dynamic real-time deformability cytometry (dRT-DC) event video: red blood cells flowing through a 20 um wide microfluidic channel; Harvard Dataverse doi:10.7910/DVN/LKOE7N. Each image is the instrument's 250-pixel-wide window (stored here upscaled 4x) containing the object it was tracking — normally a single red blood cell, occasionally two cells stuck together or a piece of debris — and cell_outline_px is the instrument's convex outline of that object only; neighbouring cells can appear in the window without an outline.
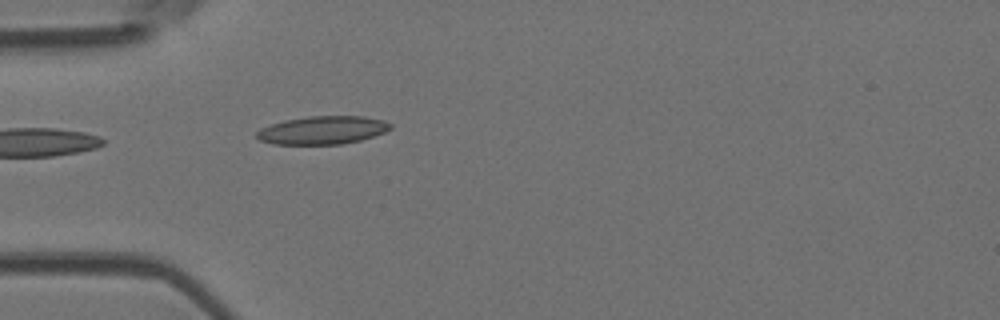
{"species": "Egyptian fruit bat (a non-hibernating species)", "species_latin": "Rousettus aegyptiacus", "temperature_condition": "room temperature", "stored_images_in_passage": 5, "camera_frame_rate_fps": 3000, "um_per_image_px": 0.085, "animal": {"sex": "female"}, "frame": {"image": 1, "passage_image": 5, "time_ms": 4.667, "image_size_px": [1000, 320], "cell_outline_px": [[392, 128], [384, 132], [360, 140], [340, 144], [272, 144], [260, 140], [256, 136], [256, 132], [260, 128], [284, 120], [308, 116], [364, 116], [384, 120], [392, 124]], "centroid_in_image_um": [27.41, 11.05], "position_along_channel_um": 57.6, "area_um2": 21.91}}